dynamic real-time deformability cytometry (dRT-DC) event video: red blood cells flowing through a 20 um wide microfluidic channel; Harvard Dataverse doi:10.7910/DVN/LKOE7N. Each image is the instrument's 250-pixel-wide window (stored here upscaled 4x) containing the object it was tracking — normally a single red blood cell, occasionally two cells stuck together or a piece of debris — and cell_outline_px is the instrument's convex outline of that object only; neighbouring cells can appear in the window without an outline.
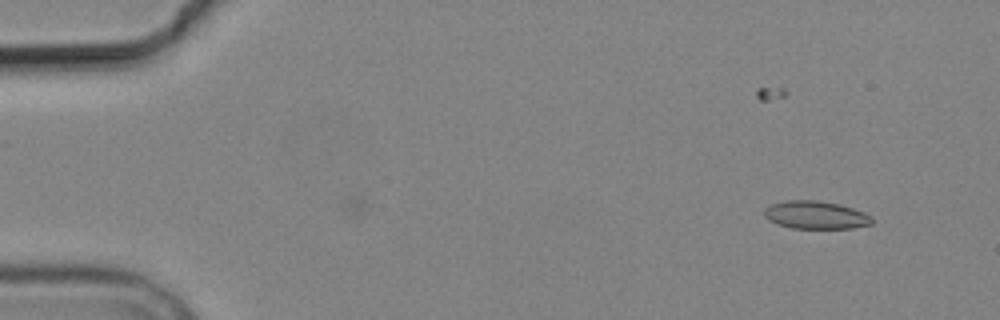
{"species": "common noctule bat (a hibernating species)", "species_latin": "Nyctalus noctula", "temperature_condition": "cold", "stored_images_in_passage": 3, "camera_frame_rate_fps": 3000, "um_per_image_px": 0.085, "animal": {"sex": "male", "body_mass_g": 19.2, "forearm_length_mm": 51.8}, "frame": {"image": 1, "passage_image": 3, "time_ms": 2.333, "image_size_px": [1000, 320], "cell_outline_px": [[872, 224], [852, 228], [792, 228], [776, 224], [768, 220], [764, 216], [764, 208], [772, 204], [784, 200], [816, 200], [840, 204], [864, 212], [872, 216]], "centroid_in_image_um": [69.31, 18.27], "position_along_channel_um": 15.7, "area_um2": 17.63}}